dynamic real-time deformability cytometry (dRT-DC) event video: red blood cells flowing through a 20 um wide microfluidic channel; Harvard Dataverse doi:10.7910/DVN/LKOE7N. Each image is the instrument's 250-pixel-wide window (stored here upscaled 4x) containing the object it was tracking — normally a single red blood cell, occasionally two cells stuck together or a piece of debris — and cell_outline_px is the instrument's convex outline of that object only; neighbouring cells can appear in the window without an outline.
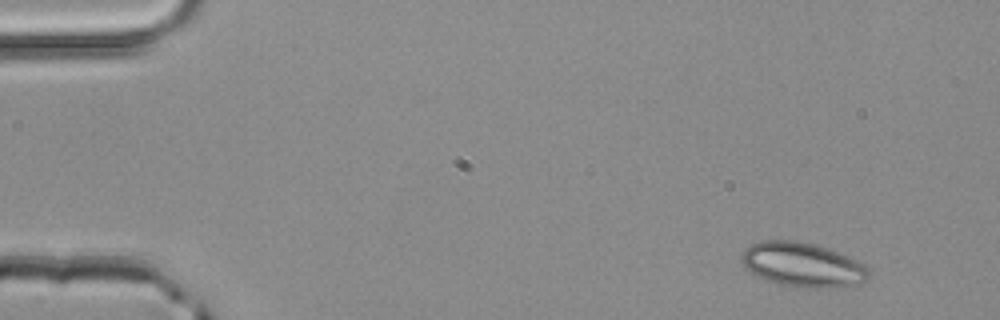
{"species": "common noctule bat (a hibernating species)", "species_latin": "Nyctalus noctula", "temperature_condition": "room temperature", "stored_images_in_passage": 4, "segment_of_instrument_passage": [1, 2], "camera_frame_rate_fps": 3000, "um_per_image_px": 0.085, "animal": {"sex": "male", "body_mass_g": 20.4}, "frame": {"image": 1, "passage_image": 1, "time_ms": 0.0, "image_size_px": [1000, 320], "cell_outline_px": [[872, 276], [868, 280], [860, 284], [836, 288], [804, 288], [784, 284], [768, 280], [756, 276], [744, 268], [740, 260], [740, 256], [748, 244], [764, 240], [796, 240], [816, 244], [840, 252], [864, 264], [868, 268]], "centroid_in_image_um": [68.24, 22.5], "position_along_channel_um": 16.8, "area_um2": 33.58}}